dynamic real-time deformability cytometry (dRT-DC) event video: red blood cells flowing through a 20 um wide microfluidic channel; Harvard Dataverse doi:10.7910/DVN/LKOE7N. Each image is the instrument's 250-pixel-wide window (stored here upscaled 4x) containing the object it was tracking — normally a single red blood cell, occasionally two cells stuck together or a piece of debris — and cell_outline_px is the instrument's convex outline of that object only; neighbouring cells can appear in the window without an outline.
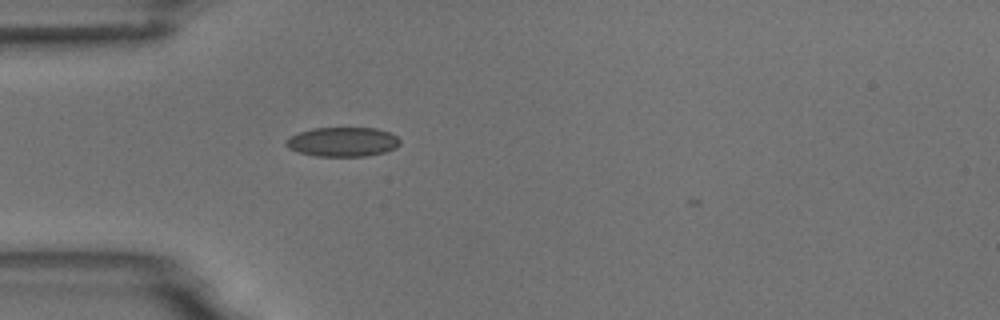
{"species": "common noctule bat (a hibernating species)", "species_latin": "Nyctalus noctula", "temperature_condition": "room temperature", "stored_images_in_passage": 36, "camera_frame_rate_fps": 3000, "um_per_image_px": 0.085, "animal": {"sex": "male", "body_mass_g": 18.8}, "frame": {"image": 1, "passage_image": 2, "time_ms": 0.333, "image_size_px": [1000, 320], "cell_outline_px": [[400, 144], [396, 148], [384, 152], [368, 156], [316, 156], [296, 152], [288, 148], [284, 144], [292, 136], [300, 132], [312, 128], [376, 128], [388, 132], [396, 136], [400, 140]], "centroid_in_image_um": [29.13, 12.06], "position_along_channel_um": 55.9, "area_um2": 19.48}}
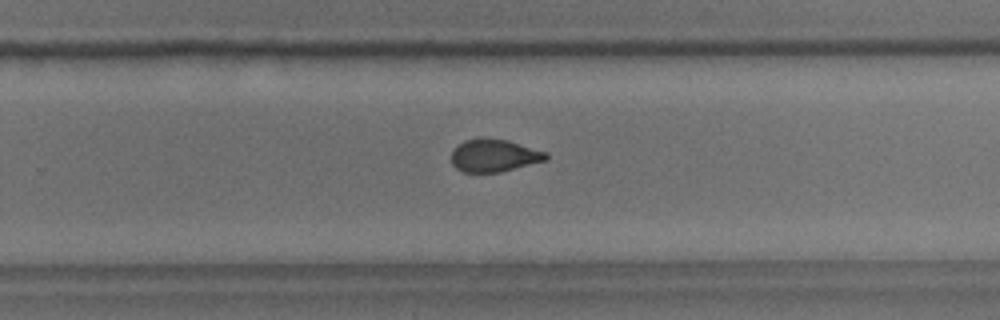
{"frame": {"image": 2, "passage_image": 21, "time_ms": 6.667, "image_size_px": [1000, 320], "cell_outline_px": [[548, 160], [500, 172], [464, 172], [456, 168], [452, 164], [452, 148], [464, 140], [480, 136], [484, 136], [508, 140], [548, 152]], "centroid_in_image_um": [42.0, 13.19], "position_along_channel_um": 287.8, "area_um2": 18.44}}
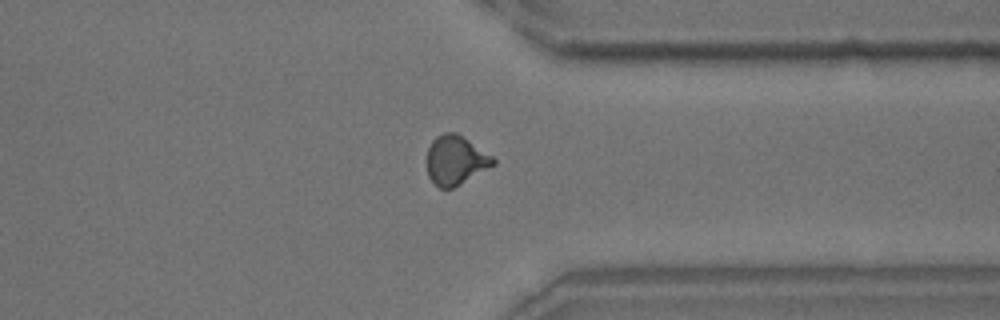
{"frame": {"image": 3, "passage_image": 28, "time_ms": 9.0, "image_size_px": [1000, 320], "cell_outline_px": [[496, 164], [452, 188], [440, 188], [428, 176], [428, 148], [432, 140], [436, 136], [444, 132], [456, 132], [492, 156], [496, 160]], "centroid_in_image_um": [38.73, 13.6], "position_along_channel_um": 372.7, "area_um2": 18.67}, "authors_computed_cell_mechanics": {"area_um2": 18.6694, "velocity_mm_per_s": 3.7325, "shape_relaxation_time_tau1_ms": null, "shape_relaxation_time_tau2_ms": 1.303, "deformation_change_tau1": null, "deformation_change_tau2": 0.07}}